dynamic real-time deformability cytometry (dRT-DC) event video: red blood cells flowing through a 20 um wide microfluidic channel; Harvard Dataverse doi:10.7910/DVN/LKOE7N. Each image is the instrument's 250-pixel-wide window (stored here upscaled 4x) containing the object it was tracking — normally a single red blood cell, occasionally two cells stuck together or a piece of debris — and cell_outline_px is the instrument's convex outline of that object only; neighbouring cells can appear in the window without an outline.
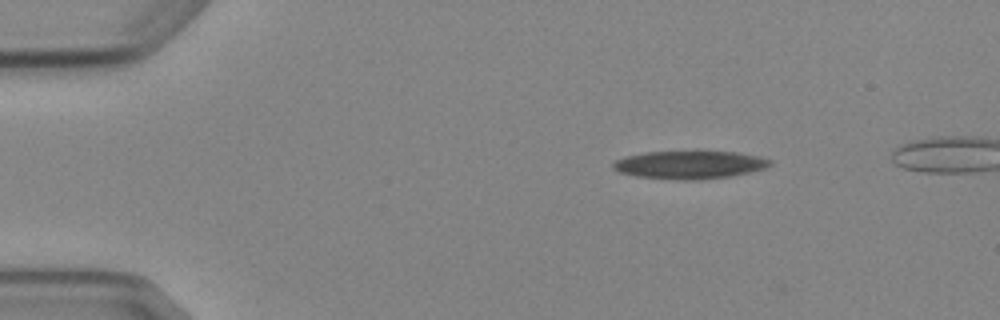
{"species": "Egyptian fruit bat (a non-hibernating species)", "species_latin": "Rousettus aegyptiacus", "temperature_condition": "cold", "stored_images_in_passage": 4, "camera_frame_rate_fps": 3000, "um_per_image_px": 0.085, "animal": {"sex": "female"}, "frame": {"image": 1, "passage_image": 1, "time_ms": 0.0, "image_size_px": [1000, 320], "cell_outline_px": [[772, 164], [764, 168], [732, 176], [700, 180], [680, 180], [636, 176], [620, 172], [612, 168], [612, 164], [616, 160], [624, 156], [644, 152], [696, 148], [736, 152], [760, 156], [772, 160]], "centroid_in_image_um": [58.62, 13.95], "position_along_channel_um": 26.4, "area_um2": 26.88}}